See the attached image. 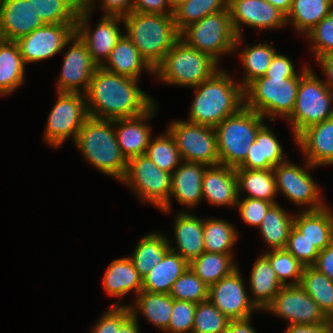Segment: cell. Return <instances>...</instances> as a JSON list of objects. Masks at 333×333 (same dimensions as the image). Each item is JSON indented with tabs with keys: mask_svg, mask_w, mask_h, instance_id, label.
<instances>
[{
	"mask_svg": "<svg viewBox=\"0 0 333 333\" xmlns=\"http://www.w3.org/2000/svg\"><path fill=\"white\" fill-rule=\"evenodd\" d=\"M145 154L161 170L171 174L183 161L175 140L167 129L165 133L151 138Z\"/></svg>",
	"mask_w": 333,
	"mask_h": 333,
	"instance_id": "obj_43",
	"label": "cell"
},
{
	"mask_svg": "<svg viewBox=\"0 0 333 333\" xmlns=\"http://www.w3.org/2000/svg\"><path fill=\"white\" fill-rule=\"evenodd\" d=\"M167 130L175 140L183 161L215 166L220 164L214 127L176 120Z\"/></svg>",
	"mask_w": 333,
	"mask_h": 333,
	"instance_id": "obj_13",
	"label": "cell"
},
{
	"mask_svg": "<svg viewBox=\"0 0 333 333\" xmlns=\"http://www.w3.org/2000/svg\"><path fill=\"white\" fill-rule=\"evenodd\" d=\"M272 204V202L265 200L238 197L236 207L238 208L244 223L253 227L257 226L259 228L267 210Z\"/></svg>",
	"mask_w": 333,
	"mask_h": 333,
	"instance_id": "obj_52",
	"label": "cell"
},
{
	"mask_svg": "<svg viewBox=\"0 0 333 333\" xmlns=\"http://www.w3.org/2000/svg\"><path fill=\"white\" fill-rule=\"evenodd\" d=\"M264 119L244 106L214 127L221 165L238 168L245 161L258 130L265 124Z\"/></svg>",
	"mask_w": 333,
	"mask_h": 333,
	"instance_id": "obj_9",
	"label": "cell"
},
{
	"mask_svg": "<svg viewBox=\"0 0 333 333\" xmlns=\"http://www.w3.org/2000/svg\"><path fill=\"white\" fill-rule=\"evenodd\" d=\"M202 197L213 206L236 208L238 188L235 168L221 164L208 166L202 180Z\"/></svg>",
	"mask_w": 333,
	"mask_h": 333,
	"instance_id": "obj_24",
	"label": "cell"
},
{
	"mask_svg": "<svg viewBox=\"0 0 333 333\" xmlns=\"http://www.w3.org/2000/svg\"><path fill=\"white\" fill-rule=\"evenodd\" d=\"M91 14L88 8L79 9L75 33L86 44L92 60L101 67L123 35L118 26L119 22L123 24V18L103 15L92 30L89 26Z\"/></svg>",
	"mask_w": 333,
	"mask_h": 333,
	"instance_id": "obj_15",
	"label": "cell"
},
{
	"mask_svg": "<svg viewBox=\"0 0 333 333\" xmlns=\"http://www.w3.org/2000/svg\"><path fill=\"white\" fill-rule=\"evenodd\" d=\"M220 68L210 78L192 87L195 97L189 108L188 121L216 127L225 118L244 107V88Z\"/></svg>",
	"mask_w": 333,
	"mask_h": 333,
	"instance_id": "obj_2",
	"label": "cell"
},
{
	"mask_svg": "<svg viewBox=\"0 0 333 333\" xmlns=\"http://www.w3.org/2000/svg\"><path fill=\"white\" fill-rule=\"evenodd\" d=\"M100 3L107 16L124 17L132 12L133 0H101Z\"/></svg>",
	"mask_w": 333,
	"mask_h": 333,
	"instance_id": "obj_55",
	"label": "cell"
},
{
	"mask_svg": "<svg viewBox=\"0 0 333 333\" xmlns=\"http://www.w3.org/2000/svg\"><path fill=\"white\" fill-rule=\"evenodd\" d=\"M205 251L233 254V246L238 240V232L232 223L224 219H204L203 226Z\"/></svg>",
	"mask_w": 333,
	"mask_h": 333,
	"instance_id": "obj_40",
	"label": "cell"
},
{
	"mask_svg": "<svg viewBox=\"0 0 333 333\" xmlns=\"http://www.w3.org/2000/svg\"><path fill=\"white\" fill-rule=\"evenodd\" d=\"M76 24H45L16 40L25 65L63 53L75 34Z\"/></svg>",
	"mask_w": 333,
	"mask_h": 333,
	"instance_id": "obj_16",
	"label": "cell"
},
{
	"mask_svg": "<svg viewBox=\"0 0 333 333\" xmlns=\"http://www.w3.org/2000/svg\"><path fill=\"white\" fill-rule=\"evenodd\" d=\"M229 0H187L173 12L174 22L179 32L205 16L228 9Z\"/></svg>",
	"mask_w": 333,
	"mask_h": 333,
	"instance_id": "obj_42",
	"label": "cell"
},
{
	"mask_svg": "<svg viewBox=\"0 0 333 333\" xmlns=\"http://www.w3.org/2000/svg\"><path fill=\"white\" fill-rule=\"evenodd\" d=\"M332 10L333 0H292L287 25L306 35Z\"/></svg>",
	"mask_w": 333,
	"mask_h": 333,
	"instance_id": "obj_36",
	"label": "cell"
},
{
	"mask_svg": "<svg viewBox=\"0 0 333 333\" xmlns=\"http://www.w3.org/2000/svg\"><path fill=\"white\" fill-rule=\"evenodd\" d=\"M295 71L293 62L287 56L277 52L272 59L270 66L262 77H294L300 76Z\"/></svg>",
	"mask_w": 333,
	"mask_h": 333,
	"instance_id": "obj_53",
	"label": "cell"
},
{
	"mask_svg": "<svg viewBox=\"0 0 333 333\" xmlns=\"http://www.w3.org/2000/svg\"><path fill=\"white\" fill-rule=\"evenodd\" d=\"M315 60L320 64L325 74L326 79L324 80V84L333 93V56H321L315 58Z\"/></svg>",
	"mask_w": 333,
	"mask_h": 333,
	"instance_id": "obj_58",
	"label": "cell"
},
{
	"mask_svg": "<svg viewBox=\"0 0 333 333\" xmlns=\"http://www.w3.org/2000/svg\"><path fill=\"white\" fill-rule=\"evenodd\" d=\"M28 0H0V38L16 41L44 26Z\"/></svg>",
	"mask_w": 333,
	"mask_h": 333,
	"instance_id": "obj_22",
	"label": "cell"
},
{
	"mask_svg": "<svg viewBox=\"0 0 333 333\" xmlns=\"http://www.w3.org/2000/svg\"><path fill=\"white\" fill-rule=\"evenodd\" d=\"M58 99L52 107L44 131L43 140L54 148L69 138L75 141L79 130L89 117L85 94L57 92Z\"/></svg>",
	"mask_w": 333,
	"mask_h": 333,
	"instance_id": "obj_11",
	"label": "cell"
},
{
	"mask_svg": "<svg viewBox=\"0 0 333 333\" xmlns=\"http://www.w3.org/2000/svg\"><path fill=\"white\" fill-rule=\"evenodd\" d=\"M25 67L16 41L0 38L1 96H8L24 83Z\"/></svg>",
	"mask_w": 333,
	"mask_h": 333,
	"instance_id": "obj_34",
	"label": "cell"
},
{
	"mask_svg": "<svg viewBox=\"0 0 333 333\" xmlns=\"http://www.w3.org/2000/svg\"><path fill=\"white\" fill-rule=\"evenodd\" d=\"M228 319L209 300L196 304L192 333H225Z\"/></svg>",
	"mask_w": 333,
	"mask_h": 333,
	"instance_id": "obj_47",
	"label": "cell"
},
{
	"mask_svg": "<svg viewBox=\"0 0 333 333\" xmlns=\"http://www.w3.org/2000/svg\"><path fill=\"white\" fill-rule=\"evenodd\" d=\"M189 263L169 250L163 259L142 278V290L169 294L174 282L186 271Z\"/></svg>",
	"mask_w": 333,
	"mask_h": 333,
	"instance_id": "obj_30",
	"label": "cell"
},
{
	"mask_svg": "<svg viewBox=\"0 0 333 333\" xmlns=\"http://www.w3.org/2000/svg\"><path fill=\"white\" fill-rule=\"evenodd\" d=\"M44 24H76L79 7L72 0H28Z\"/></svg>",
	"mask_w": 333,
	"mask_h": 333,
	"instance_id": "obj_44",
	"label": "cell"
},
{
	"mask_svg": "<svg viewBox=\"0 0 333 333\" xmlns=\"http://www.w3.org/2000/svg\"><path fill=\"white\" fill-rule=\"evenodd\" d=\"M233 256L205 251L192 260L189 267L207 286H211L238 267Z\"/></svg>",
	"mask_w": 333,
	"mask_h": 333,
	"instance_id": "obj_38",
	"label": "cell"
},
{
	"mask_svg": "<svg viewBox=\"0 0 333 333\" xmlns=\"http://www.w3.org/2000/svg\"><path fill=\"white\" fill-rule=\"evenodd\" d=\"M284 331V333H331L333 323L330 319L319 325H288Z\"/></svg>",
	"mask_w": 333,
	"mask_h": 333,
	"instance_id": "obj_57",
	"label": "cell"
},
{
	"mask_svg": "<svg viewBox=\"0 0 333 333\" xmlns=\"http://www.w3.org/2000/svg\"><path fill=\"white\" fill-rule=\"evenodd\" d=\"M268 250L263 255L275 270L279 282L283 286L299 285L304 265L286 249ZM287 279L291 281L287 282Z\"/></svg>",
	"mask_w": 333,
	"mask_h": 333,
	"instance_id": "obj_45",
	"label": "cell"
},
{
	"mask_svg": "<svg viewBox=\"0 0 333 333\" xmlns=\"http://www.w3.org/2000/svg\"><path fill=\"white\" fill-rule=\"evenodd\" d=\"M241 51L240 61L246 73L240 84L245 88L253 80L265 75L277 50L274 46L264 42L253 46L246 44Z\"/></svg>",
	"mask_w": 333,
	"mask_h": 333,
	"instance_id": "obj_41",
	"label": "cell"
},
{
	"mask_svg": "<svg viewBox=\"0 0 333 333\" xmlns=\"http://www.w3.org/2000/svg\"><path fill=\"white\" fill-rule=\"evenodd\" d=\"M134 299L132 304H128L134 318L141 313L161 332L168 328L173 308V298L169 294L142 290Z\"/></svg>",
	"mask_w": 333,
	"mask_h": 333,
	"instance_id": "obj_31",
	"label": "cell"
},
{
	"mask_svg": "<svg viewBox=\"0 0 333 333\" xmlns=\"http://www.w3.org/2000/svg\"><path fill=\"white\" fill-rule=\"evenodd\" d=\"M251 302L258 310L264 311L273 301L283 286L272 268L269 260L261 255L253 264L250 272Z\"/></svg>",
	"mask_w": 333,
	"mask_h": 333,
	"instance_id": "obj_32",
	"label": "cell"
},
{
	"mask_svg": "<svg viewBox=\"0 0 333 333\" xmlns=\"http://www.w3.org/2000/svg\"><path fill=\"white\" fill-rule=\"evenodd\" d=\"M304 36L313 43L311 52L314 59L333 56V10Z\"/></svg>",
	"mask_w": 333,
	"mask_h": 333,
	"instance_id": "obj_48",
	"label": "cell"
},
{
	"mask_svg": "<svg viewBox=\"0 0 333 333\" xmlns=\"http://www.w3.org/2000/svg\"><path fill=\"white\" fill-rule=\"evenodd\" d=\"M270 3L272 6L278 8L285 15L288 14L291 8L292 0H265Z\"/></svg>",
	"mask_w": 333,
	"mask_h": 333,
	"instance_id": "obj_61",
	"label": "cell"
},
{
	"mask_svg": "<svg viewBox=\"0 0 333 333\" xmlns=\"http://www.w3.org/2000/svg\"><path fill=\"white\" fill-rule=\"evenodd\" d=\"M231 22L238 37H243L241 25L257 30L287 26L286 15L265 0H229Z\"/></svg>",
	"mask_w": 333,
	"mask_h": 333,
	"instance_id": "obj_19",
	"label": "cell"
},
{
	"mask_svg": "<svg viewBox=\"0 0 333 333\" xmlns=\"http://www.w3.org/2000/svg\"><path fill=\"white\" fill-rule=\"evenodd\" d=\"M187 0H167L169 8L172 12L178 9L181 5H183Z\"/></svg>",
	"mask_w": 333,
	"mask_h": 333,
	"instance_id": "obj_63",
	"label": "cell"
},
{
	"mask_svg": "<svg viewBox=\"0 0 333 333\" xmlns=\"http://www.w3.org/2000/svg\"><path fill=\"white\" fill-rule=\"evenodd\" d=\"M196 303L173 299L172 314L165 333H192Z\"/></svg>",
	"mask_w": 333,
	"mask_h": 333,
	"instance_id": "obj_50",
	"label": "cell"
},
{
	"mask_svg": "<svg viewBox=\"0 0 333 333\" xmlns=\"http://www.w3.org/2000/svg\"><path fill=\"white\" fill-rule=\"evenodd\" d=\"M168 237L160 232H151L142 237L135 245L129 257L139 275L144 278L149 271L158 264L170 250Z\"/></svg>",
	"mask_w": 333,
	"mask_h": 333,
	"instance_id": "obj_37",
	"label": "cell"
},
{
	"mask_svg": "<svg viewBox=\"0 0 333 333\" xmlns=\"http://www.w3.org/2000/svg\"><path fill=\"white\" fill-rule=\"evenodd\" d=\"M295 143L311 165H333V118L307 127Z\"/></svg>",
	"mask_w": 333,
	"mask_h": 333,
	"instance_id": "obj_23",
	"label": "cell"
},
{
	"mask_svg": "<svg viewBox=\"0 0 333 333\" xmlns=\"http://www.w3.org/2000/svg\"><path fill=\"white\" fill-rule=\"evenodd\" d=\"M279 203L272 204L266 212L259 231L270 250L285 249L292 226L294 215H289Z\"/></svg>",
	"mask_w": 333,
	"mask_h": 333,
	"instance_id": "obj_35",
	"label": "cell"
},
{
	"mask_svg": "<svg viewBox=\"0 0 333 333\" xmlns=\"http://www.w3.org/2000/svg\"><path fill=\"white\" fill-rule=\"evenodd\" d=\"M300 72L295 107L286 119L294 141L307 127L333 118V93L308 64Z\"/></svg>",
	"mask_w": 333,
	"mask_h": 333,
	"instance_id": "obj_6",
	"label": "cell"
},
{
	"mask_svg": "<svg viewBox=\"0 0 333 333\" xmlns=\"http://www.w3.org/2000/svg\"><path fill=\"white\" fill-rule=\"evenodd\" d=\"M106 71L139 80L146 70L154 75V69L145 61L131 39L124 33L118 40L110 56L101 66Z\"/></svg>",
	"mask_w": 333,
	"mask_h": 333,
	"instance_id": "obj_28",
	"label": "cell"
},
{
	"mask_svg": "<svg viewBox=\"0 0 333 333\" xmlns=\"http://www.w3.org/2000/svg\"><path fill=\"white\" fill-rule=\"evenodd\" d=\"M313 168L316 167L305 159L303 167L286 160L273 168L277 193H282L296 206L303 205V211L318 210L326 206L319 186L308 170Z\"/></svg>",
	"mask_w": 333,
	"mask_h": 333,
	"instance_id": "obj_12",
	"label": "cell"
},
{
	"mask_svg": "<svg viewBox=\"0 0 333 333\" xmlns=\"http://www.w3.org/2000/svg\"><path fill=\"white\" fill-rule=\"evenodd\" d=\"M325 206L318 210H302L294 215V226L319 251L333 242V212Z\"/></svg>",
	"mask_w": 333,
	"mask_h": 333,
	"instance_id": "obj_29",
	"label": "cell"
},
{
	"mask_svg": "<svg viewBox=\"0 0 333 333\" xmlns=\"http://www.w3.org/2000/svg\"><path fill=\"white\" fill-rule=\"evenodd\" d=\"M72 1L79 7V9L88 8L92 13L93 10L95 9L94 6L97 3L95 2L96 0H72Z\"/></svg>",
	"mask_w": 333,
	"mask_h": 333,
	"instance_id": "obj_62",
	"label": "cell"
},
{
	"mask_svg": "<svg viewBox=\"0 0 333 333\" xmlns=\"http://www.w3.org/2000/svg\"><path fill=\"white\" fill-rule=\"evenodd\" d=\"M263 312L272 313L289 325H319L330 320L300 285L282 286Z\"/></svg>",
	"mask_w": 333,
	"mask_h": 333,
	"instance_id": "obj_14",
	"label": "cell"
},
{
	"mask_svg": "<svg viewBox=\"0 0 333 333\" xmlns=\"http://www.w3.org/2000/svg\"><path fill=\"white\" fill-rule=\"evenodd\" d=\"M286 160L275 133L264 124L251 143L245 161L235 169H273Z\"/></svg>",
	"mask_w": 333,
	"mask_h": 333,
	"instance_id": "obj_26",
	"label": "cell"
},
{
	"mask_svg": "<svg viewBox=\"0 0 333 333\" xmlns=\"http://www.w3.org/2000/svg\"><path fill=\"white\" fill-rule=\"evenodd\" d=\"M74 145L86 162L104 175L122 181L127 171V160L117 143L114 120L88 117L79 130Z\"/></svg>",
	"mask_w": 333,
	"mask_h": 333,
	"instance_id": "obj_3",
	"label": "cell"
},
{
	"mask_svg": "<svg viewBox=\"0 0 333 333\" xmlns=\"http://www.w3.org/2000/svg\"><path fill=\"white\" fill-rule=\"evenodd\" d=\"M122 18L125 34L153 69L180 39L173 14L132 11Z\"/></svg>",
	"mask_w": 333,
	"mask_h": 333,
	"instance_id": "obj_4",
	"label": "cell"
},
{
	"mask_svg": "<svg viewBox=\"0 0 333 333\" xmlns=\"http://www.w3.org/2000/svg\"><path fill=\"white\" fill-rule=\"evenodd\" d=\"M244 285L240 269L237 267L229 275L209 286L208 300L230 320L252 318L258 310L251 302V297Z\"/></svg>",
	"mask_w": 333,
	"mask_h": 333,
	"instance_id": "obj_17",
	"label": "cell"
},
{
	"mask_svg": "<svg viewBox=\"0 0 333 333\" xmlns=\"http://www.w3.org/2000/svg\"><path fill=\"white\" fill-rule=\"evenodd\" d=\"M207 286L190 267L174 282L169 295L175 300L198 304L208 300Z\"/></svg>",
	"mask_w": 333,
	"mask_h": 333,
	"instance_id": "obj_46",
	"label": "cell"
},
{
	"mask_svg": "<svg viewBox=\"0 0 333 333\" xmlns=\"http://www.w3.org/2000/svg\"><path fill=\"white\" fill-rule=\"evenodd\" d=\"M138 81L98 67L85 93L88 116L115 120L148 111L156 102L137 86Z\"/></svg>",
	"mask_w": 333,
	"mask_h": 333,
	"instance_id": "obj_1",
	"label": "cell"
},
{
	"mask_svg": "<svg viewBox=\"0 0 333 333\" xmlns=\"http://www.w3.org/2000/svg\"><path fill=\"white\" fill-rule=\"evenodd\" d=\"M299 285L319 305L329 318H333V281L313 266H304Z\"/></svg>",
	"mask_w": 333,
	"mask_h": 333,
	"instance_id": "obj_39",
	"label": "cell"
},
{
	"mask_svg": "<svg viewBox=\"0 0 333 333\" xmlns=\"http://www.w3.org/2000/svg\"><path fill=\"white\" fill-rule=\"evenodd\" d=\"M300 76L259 77L244 88V106L269 121L287 119L295 107Z\"/></svg>",
	"mask_w": 333,
	"mask_h": 333,
	"instance_id": "obj_5",
	"label": "cell"
},
{
	"mask_svg": "<svg viewBox=\"0 0 333 333\" xmlns=\"http://www.w3.org/2000/svg\"><path fill=\"white\" fill-rule=\"evenodd\" d=\"M72 45L64 54L62 71L57 78V92L82 93L88 90L91 78L98 68L86 44L75 33Z\"/></svg>",
	"mask_w": 333,
	"mask_h": 333,
	"instance_id": "obj_18",
	"label": "cell"
},
{
	"mask_svg": "<svg viewBox=\"0 0 333 333\" xmlns=\"http://www.w3.org/2000/svg\"><path fill=\"white\" fill-rule=\"evenodd\" d=\"M132 11L140 13L173 14L167 0H133Z\"/></svg>",
	"mask_w": 333,
	"mask_h": 333,
	"instance_id": "obj_54",
	"label": "cell"
},
{
	"mask_svg": "<svg viewBox=\"0 0 333 333\" xmlns=\"http://www.w3.org/2000/svg\"><path fill=\"white\" fill-rule=\"evenodd\" d=\"M157 109L158 107L155 103L148 111L141 115L114 120L117 143L127 161L146 153L152 138V128L146 121L155 116V113L158 111Z\"/></svg>",
	"mask_w": 333,
	"mask_h": 333,
	"instance_id": "obj_20",
	"label": "cell"
},
{
	"mask_svg": "<svg viewBox=\"0 0 333 333\" xmlns=\"http://www.w3.org/2000/svg\"><path fill=\"white\" fill-rule=\"evenodd\" d=\"M285 249L304 266H313L320 252L294 225L290 230Z\"/></svg>",
	"mask_w": 333,
	"mask_h": 333,
	"instance_id": "obj_49",
	"label": "cell"
},
{
	"mask_svg": "<svg viewBox=\"0 0 333 333\" xmlns=\"http://www.w3.org/2000/svg\"><path fill=\"white\" fill-rule=\"evenodd\" d=\"M251 318L244 320H230L225 333H257L251 326Z\"/></svg>",
	"mask_w": 333,
	"mask_h": 333,
	"instance_id": "obj_59",
	"label": "cell"
},
{
	"mask_svg": "<svg viewBox=\"0 0 333 333\" xmlns=\"http://www.w3.org/2000/svg\"><path fill=\"white\" fill-rule=\"evenodd\" d=\"M210 55L187 46L181 39L154 69L158 80L169 85L195 87L221 67Z\"/></svg>",
	"mask_w": 333,
	"mask_h": 333,
	"instance_id": "obj_7",
	"label": "cell"
},
{
	"mask_svg": "<svg viewBox=\"0 0 333 333\" xmlns=\"http://www.w3.org/2000/svg\"><path fill=\"white\" fill-rule=\"evenodd\" d=\"M138 318H134L132 315L120 326V329L116 333H140Z\"/></svg>",
	"mask_w": 333,
	"mask_h": 333,
	"instance_id": "obj_60",
	"label": "cell"
},
{
	"mask_svg": "<svg viewBox=\"0 0 333 333\" xmlns=\"http://www.w3.org/2000/svg\"><path fill=\"white\" fill-rule=\"evenodd\" d=\"M174 221V240L175 246H171L170 238L168 239L170 250L178 253L188 263L198 258L205 252L203 226L204 219L197 217L190 211L182 210L175 216Z\"/></svg>",
	"mask_w": 333,
	"mask_h": 333,
	"instance_id": "obj_25",
	"label": "cell"
},
{
	"mask_svg": "<svg viewBox=\"0 0 333 333\" xmlns=\"http://www.w3.org/2000/svg\"><path fill=\"white\" fill-rule=\"evenodd\" d=\"M97 320L90 333H116L120 326L131 316L129 306L111 305Z\"/></svg>",
	"mask_w": 333,
	"mask_h": 333,
	"instance_id": "obj_51",
	"label": "cell"
},
{
	"mask_svg": "<svg viewBox=\"0 0 333 333\" xmlns=\"http://www.w3.org/2000/svg\"><path fill=\"white\" fill-rule=\"evenodd\" d=\"M313 267L333 281V242L319 252Z\"/></svg>",
	"mask_w": 333,
	"mask_h": 333,
	"instance_id": "obj_56",
	"label": "cell"
},
{
	"mask_svg": "<svg viewBox=\"0 0 333 333\" xmlns=\"http://www.w3.org/2000/svg\"><path fill=\"white\" fill-rule=\"evenodd\" d=\"M242 38L234 31L229 8L207 15L180 32V39L187 46L210 55L218 63L221 56L238 50Z\"/></svg>",
	"mask_w": 333,
	"mask_h": 333,
	"instance_id": "obj_8",
	"label": "cell"
},
{
	"mask_svg": "<svg viewBox=\"0 0 333 333\" xmlns=\"http://www.w3.org/2000/svg\"><path fill=\"white\" fill-rule=\"evenodd\" d=\"M104 291L108 296L119 297L113 306H123L120 301L129 292L137 296L142 291V277L129 257L113 260L103 276Z\"/></svg>",
	"mask_w": 333,
	"mask_h": 333,
	"instance_id": "obj_27",
	"label": "cell"
},
{
	"mask_svg": "<svg viewBox=\"0 0 333 333\" xmlns=\"http://www.w3.org/2000/svg\"><path fill=\"white\" fill-rule=\"evenodd\" d=\"M235 171L238 197H242L246 192L247 195L244 197L278 203L273 169H235Z\"/></svg>",
	"mask_w": 333,
	"mask_h": 333,
	"instance_id": "obj_33",
	"label": "cell"
},
{
	"mask_svg": "<svg viewBox=\"0 0 333 333\" xmlns=\"http://www.w3.org/2000/svg\"><path fill=\"white\" fill-rule=\"evenodd\" d=\"M121 183L126 184L139 200L157 206L159 210L169 201L171 173L161 170L146 154L128 160Z\"/></svg>",
	"mask_w": 333,
	"mask_h": 333,
	"instance_id": "obj_10",
	"label": "cell"
},
{
	"mask_svg": "<svg viewBox=\"0 0 333 333\" xmlns=\"http://www.w3.org/2000/svg\"><path fill=\"white\" fill-rule=\"evenodd\" d=\"M207 167L201 163L182 161L171 174V194L162 212L171 211L173 197L189 208L188 211L202 202V180Z\"/></svg>",
	"mask_w": 333,
	"mask_h": 333,
	"instance_id": "obj_21",
	"label": "cell"
}]
</instances>
